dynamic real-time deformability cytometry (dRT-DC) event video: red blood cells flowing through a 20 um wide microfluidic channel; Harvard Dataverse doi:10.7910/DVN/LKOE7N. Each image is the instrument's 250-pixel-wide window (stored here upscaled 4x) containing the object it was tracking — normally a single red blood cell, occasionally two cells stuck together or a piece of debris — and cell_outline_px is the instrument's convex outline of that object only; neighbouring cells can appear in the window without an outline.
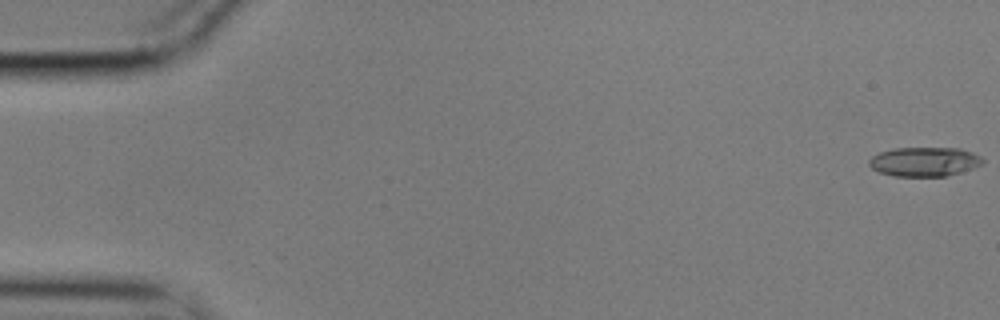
{"species": "common noctule bat (a hibernating species)", "species_latin": "Nyctalus noctula", "temperature_condition": "cold", "stored_images_in_passage": 18, "camera_frame_rate_fps": 3000, "um_per_image_px": 0.085, "animal": {"sex": "male", "body_mass_g": 17.9}, "frame": {"image": 1, "passage_image": 1, "time_ms": 0.0, "image_size_px": [1000, 320], "cell_outline_px": [[984, 164], [960, 172], [944, 176], [892, 176], [880, 172], [872, 168], [868, 164], [868, 160], [872, 156], [880, 152], [896, 148], [960, 148], [972, 152], [980, 156], [984, 160]], "centroid_in_image_um": [78.58, 13.74], "position_along_channel_um": 6.4, "area_um2": 19.36}}
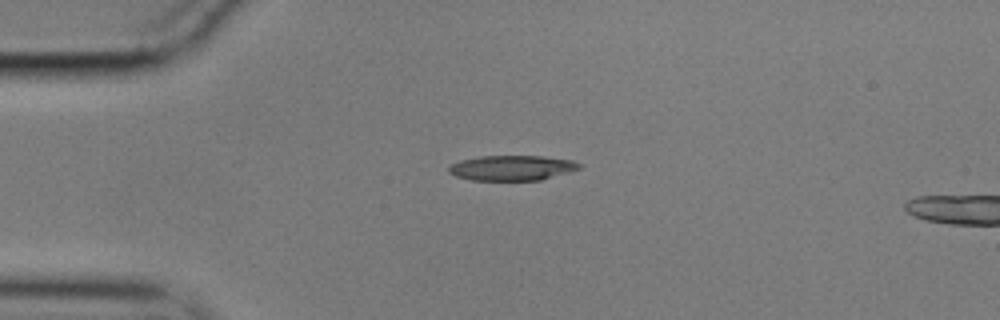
{"frame": {"image": 2, "passage_image": 14, "time_ms": 4.333, "image_size_px": [1000, 320], "cell_outline_px": [[580, 168], [568, 172], [540, 180], [472, 180], [456, 176], [448, 172], [448, 168], [452, 164], [460, 160], [480, 156], [540, 156], [572, 160], [580, 164]], "centroid_in_image_um": [43.48, 14.27], "position_along_channel_um": 41.5, "area_um2": 18.9}}